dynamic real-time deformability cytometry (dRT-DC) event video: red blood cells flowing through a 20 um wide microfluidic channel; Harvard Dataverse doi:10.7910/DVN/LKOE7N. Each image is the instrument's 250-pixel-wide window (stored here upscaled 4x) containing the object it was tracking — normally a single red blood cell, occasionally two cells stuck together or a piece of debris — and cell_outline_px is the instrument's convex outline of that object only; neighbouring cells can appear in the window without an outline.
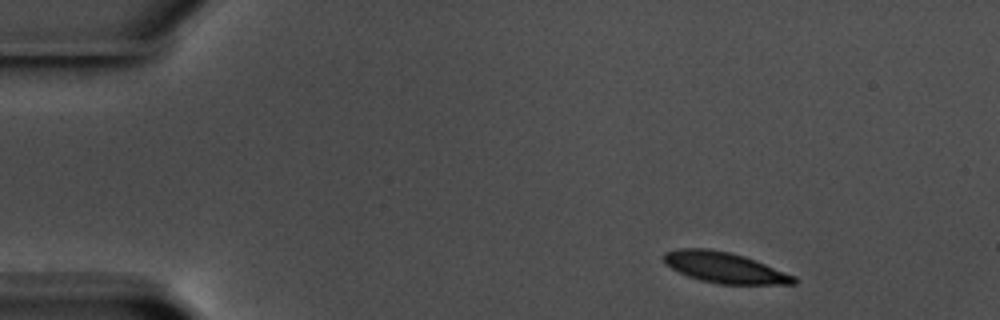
{"species": "common noctule bat (a hibernating species)", "species_latin": "Nyctalus noctula", "temperature_condition": "warm", "stored_images_in_passage": 51, "camera_frame_rate_fps": 3000, "um_per_image_px": 0.085, "animal": {"sex": "male", "body_mass_g": 17.5, "forearm_length_mm": 52.3}, "frame": {"image": 1, "passage_image": 1, "time_ms": 0.0, "image_size_px": [1000, 320], "cell_outline_px": [[796, 284], [716, 284], [700, 280], [688, 276], [672, 268], [664, 260], [664, 252], [680, 248], [704, 248], [728, 252], [744, 256], [796, 276]], "centroid_in_image_um": [61.6, 22.75], "position_along_channel_um": 23.4, "area_um2": 23.0}}
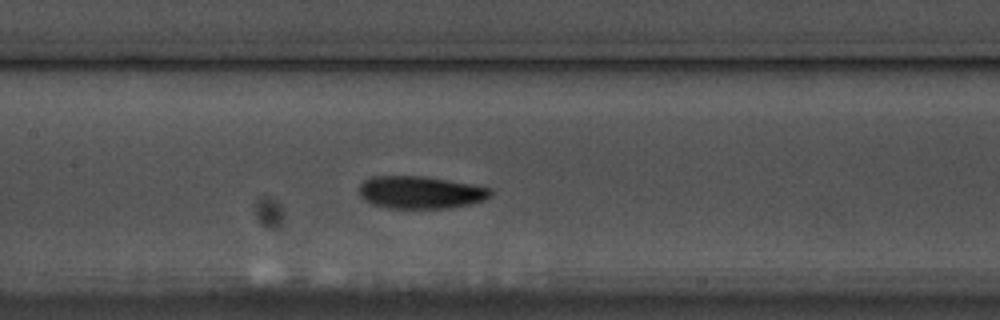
{"frame": {"image": 2, "passage_image": 21, "time_ms": 6.667, "image_size_px": [1000, 320], "cell_outline_px": [[492, 196], [484, 200], [468, 204], [444, 208], [388, 208], [372, 204], [364, 200], [360, 196], [360, 184], [364, 180], [372, 176], [424, 176], [448, 180], [492, 188]], "centroid_in_image_um": [35.73, 16.35], "position_along_channel_um": 171.7, "area_um2": 24.85}}
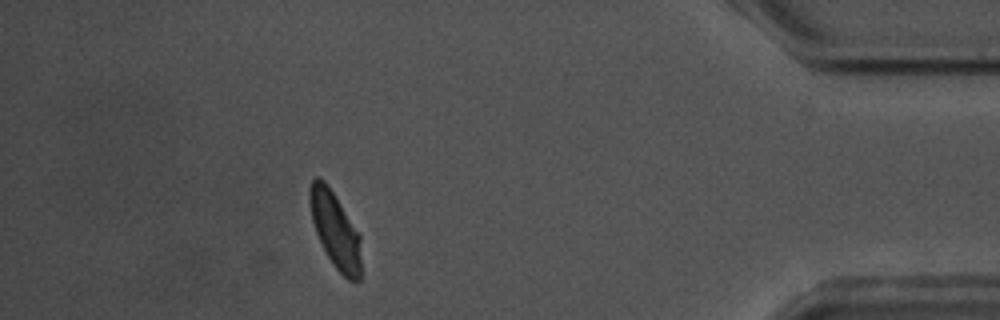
{"frame": {"image": 3, "passage_image": 45, "time_ms": 14.667, "image_size_px": [1000, 320], "cell_outline_px": [[360, 280], [348, 280], [332, 264], [316, 232], [312, 220], [308, 200], [308, 192], [312, 180], [316, 176], [320, 176], [324, 180], [340, 204], [360, 236]], "centroid_in_image_um": [28.46, 19.53], "position_along_channel_um": 406.7, "area_um2": 22.25}, "authors_computed_cell_mechanics": {"area_um2": 23.7558, "velocity_mm_per_s": 3.5242, "shape_relaxation_time_tau1_ms": 2.8771, "shape_relaxation_time_tau2_ms": 2.9649, "deformation_change_tau1": 0.1164, "deformation_change_tau2": 0.0596}}